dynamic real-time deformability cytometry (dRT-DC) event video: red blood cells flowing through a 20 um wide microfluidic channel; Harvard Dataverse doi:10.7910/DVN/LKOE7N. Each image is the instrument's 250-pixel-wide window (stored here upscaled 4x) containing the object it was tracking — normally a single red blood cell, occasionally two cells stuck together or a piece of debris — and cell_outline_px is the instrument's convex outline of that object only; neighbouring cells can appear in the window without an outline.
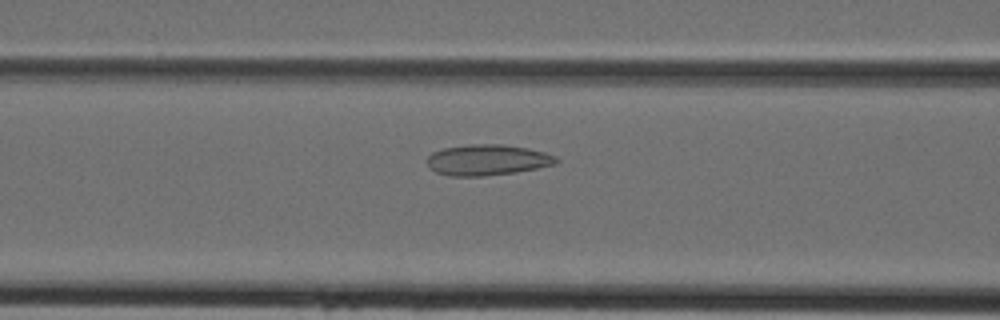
{"species": "Egyptian fruit bat (a non-hibernating species)", "species_latin": "Rousettus aegyptiacus", "temperature_condition": "cold", "stored_images_in_passage": 42, "camera_frame_rate_fps": 3000, "um_per_image_px": 0.085, "animal": {"sex": "female"}, "frame": {"image": 1, "passage_image": 18, "time_ms": 5.667, "image_size_px": [1000, 320], "cell_outline_px": [[560, 160], [556, 164], [516, 172], [484, 176], [448, 176], [436, 172], [428, 168], [428, 156], [432, 152], [444, 148], [468, 144], [504, 144], [528, 148], [544, 152], [556, 156]], "centroid_in_image_um": [41.42, 13.59], "position_along_channel_um": 125.2, "area_um2": 23.35}}
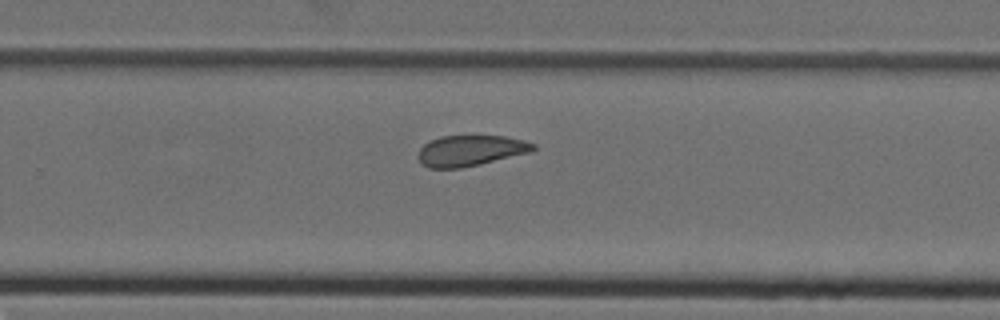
{"frame": {"image": 2, "passage_image": 29, "time_ms": 9.333, "image_size_px": [1000, 320], "cell_outline_px": [[536, 148], [532, 152], [480, 164], [460, 168], [428, 168], [420, 164], [416, 156], [420, 148], [428, 140], [440, 136], [504, 136], [524, 140], [536, 144]], "centroid_in_image_um": [39.96, 12.8], "position_along_channel_um": 289.8, "area_um2": 20.92}}
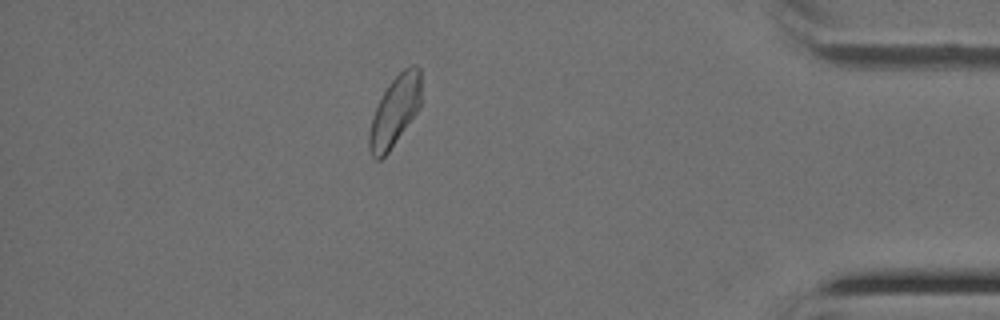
{"frame": {"image": 3, "passage_image": 39, "time_ms": 12.667, "image_size_px": [1000, 320], "cell_outline_px": [[420, 108], [388, 152], [380, 160], [376, 160], [372, 156], [368, 148], [368, 136], [372, 116], [384, 92], [392, 80], [404, 68], [412, 64], [416, 64], [420, 68]], "centroid_in_image_um": [33.55, 9.45], "position_along_channel_um": 401.6, "area_um2": 21.04}}